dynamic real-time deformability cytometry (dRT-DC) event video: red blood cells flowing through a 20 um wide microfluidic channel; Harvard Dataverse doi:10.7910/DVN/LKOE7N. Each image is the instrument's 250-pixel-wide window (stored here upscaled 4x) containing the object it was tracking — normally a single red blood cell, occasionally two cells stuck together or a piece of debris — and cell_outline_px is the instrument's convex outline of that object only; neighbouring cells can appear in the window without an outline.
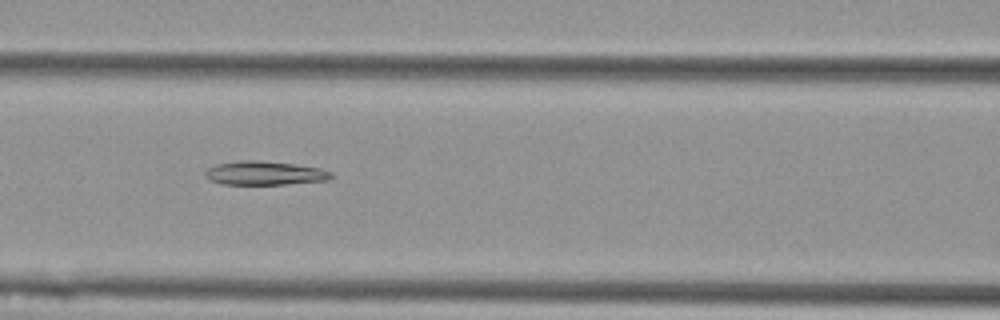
{"species": "Egyptian fruit bat (a non-hibernating species)", "species_latin": "Rousettus aegyptiacus", "temperature_condition": "cold", "stored_images_in_passage": 41, "camera_frame_rate_fps": 3000, "um_per_image_px": 0.085, "animal": {"sex": "female"}, "frame": {"image": 1, "passage_image": 9, "time_ms": 2.667, "image_size_px": [1000, 320], "cell_outline_px": [[336, 176], [328, 180], [284, 184], [224, 184], [212, 180], [204, 172], [208, 168], [216, 164], [240, 160], [256, 160], [292, 164], [320, 168], [332, 172]], "centroid_in_image_um": [22.55, 14.71], "position_along_channel_um": 144.1, "area_um2": 17.28}}
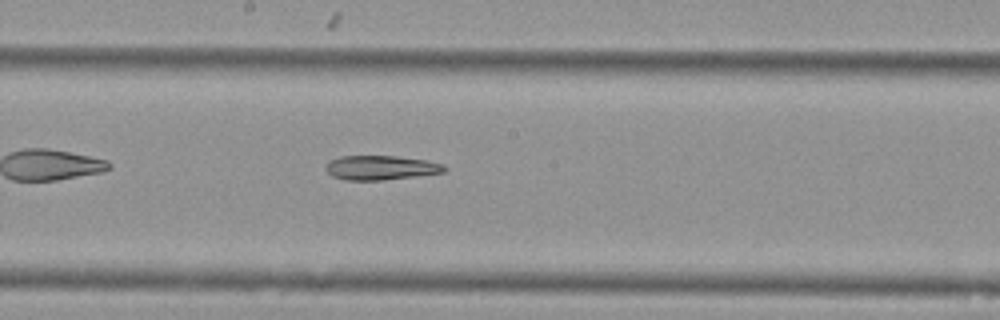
{"frame": {"image": 2, "passage_image": 15, "time_ms": 4.667, "image_size_px": [1000, 320], "cell_outline_px": [[448, 168], [444, 172], [416, 176], [384, 180], [344, 180], [332, 176], [324, 168], [328, 160], [340, 156], [396, 156], [428, 160], [444, 164]], "centroid_in_image_um": [32.36, 14.25], "position_along_channel_um": 215.8, "area_um2": 17.05}}
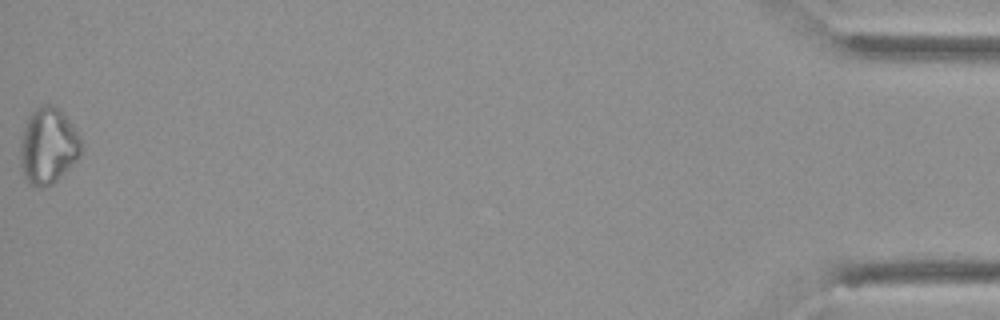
{"frame": {"image": 3, "passage_image": 41, "time_ms": 13.333, "image_size_px": [1000, 320], "cell_outline_px": [[80, 156], [52, 184], [44, 188], [40, 188], [28, 184], [24, 176], [20, 164], [20, 144], [24, 128], [28, 116], [40, 104], [56, 104], [72, 124], [80, 136]], "centroid_in_image_um": [4.07, 12.39], "position_along_channel_um": 431.1, "area_um2": 27.11}}